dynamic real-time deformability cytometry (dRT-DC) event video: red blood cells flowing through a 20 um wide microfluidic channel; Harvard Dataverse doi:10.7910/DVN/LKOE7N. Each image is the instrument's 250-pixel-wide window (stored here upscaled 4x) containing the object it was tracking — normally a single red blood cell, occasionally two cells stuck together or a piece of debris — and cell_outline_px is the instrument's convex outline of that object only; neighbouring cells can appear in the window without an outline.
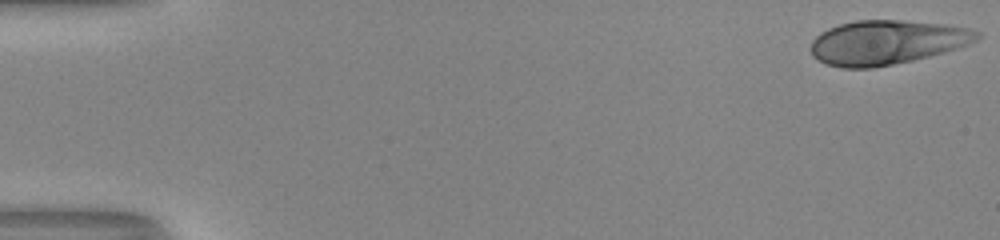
{"species": "human", "species_latin": "Homo sapiens", "temperature_condition": "room temperature", "stored_images_in_passage": 45, "camera_frame_rate_fps": 3000, "um_per_image_px": 0.085, "donor": {"sex": "male"}, "frame": {"image": 1, "passage_image": 1, "time_ms": 0.0, "image_size_px": [1000, 240], "cell_outline_px": [[980, 36], [976, 40], [968, 44], [944, 52], [912, 60], [872, 68], [844, 68], [828, 64], [812, 56], [808, 48], [812, 40], [820, 32], [828, 28], [840, 24], [856, 20], [904, 20], [944, 24], [968, 28], [980, 32]], "centroid_in_image_um": [75.33, 3.59], "position_along_channel_um": 9.7, "area_um2": 42.83}}
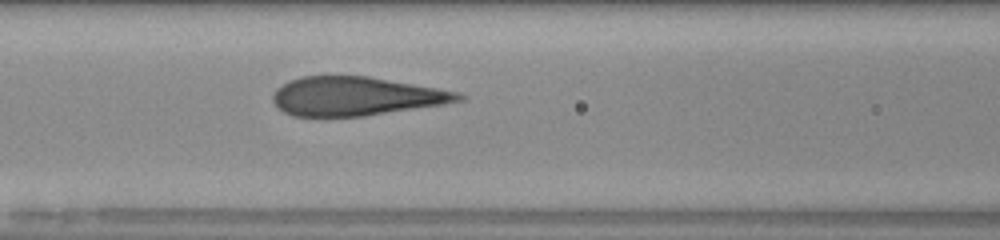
{"frame": {"image": 2, "passage_image": 23, "time_ms": 7.333, "image_size_px": [1000, 240], "cell_outline_px": [[468, 96], [464, 100], [444, 104], [364, 116], [292, 116], [276, 108], [272, 100], [272, 96], [276, 88], [288, 80], [300, 76], [368, 76], [460, 92]], "centroid_in_image_um": [30.23, 8.18], "position_along_channel_um": 136.4, "area_um2": 42.14}}
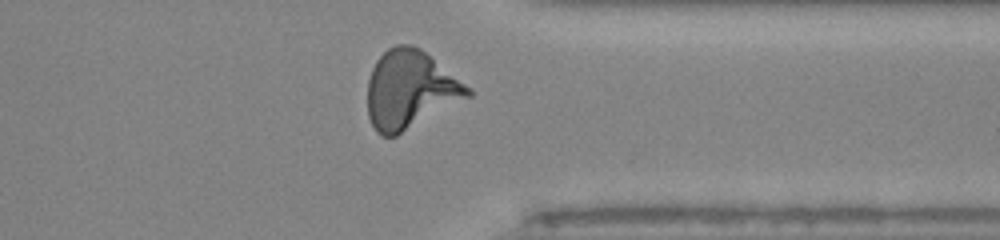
{"frame": {"image": 3, "passage_image": 41, "time_ms": 13.333, "image_size_px": [1000, 240], "cell_outline_px": [[472, 96], [396, 136], [380, 136], [376, 132], [368, 116], [368, 80], [372, 68], [376, 60], [388, 48], [396, 44], [412, 44], [420, 48], [472, 88]], "centroid_in_image_um": [34.87, 7.62], "position_along_channel_um": 376.5, "area_um2": 45.84}, "authors_computed_cell_mechanics": {"area_um2": 42.8876, "velocity_mm_per_s": 4.0689, "shape_relaxation_time_tau1_ms": 6.5175, "shape_relaxation_time_tau2_ms": null, "deformation_change_tau1": 0.2466, "deformation_change_tau2": null}}